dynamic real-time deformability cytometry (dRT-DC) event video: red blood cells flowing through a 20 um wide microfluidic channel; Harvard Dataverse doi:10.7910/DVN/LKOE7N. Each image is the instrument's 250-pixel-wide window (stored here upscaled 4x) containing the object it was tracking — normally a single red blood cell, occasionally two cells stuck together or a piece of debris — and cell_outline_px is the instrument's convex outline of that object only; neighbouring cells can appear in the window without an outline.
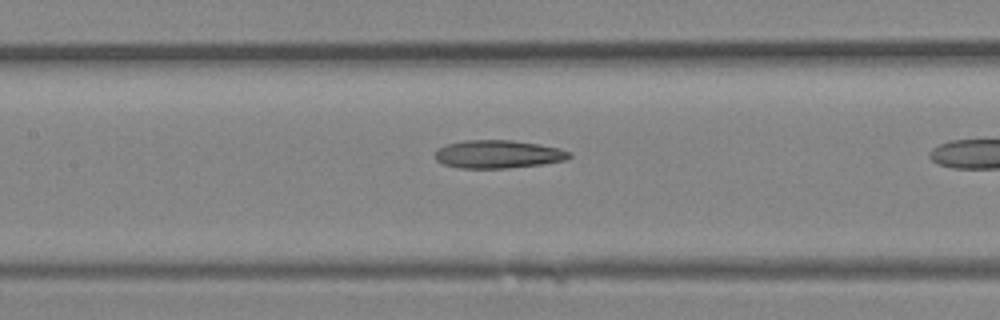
{"species": "Egyptian fruit bat (a non-hibernating species)", "species_latin": "Rousettus aegyptiacus", "temperature_condition": "room temperature", "stored_images_in_passage": 10, "camera_frame_rate_fps": 3000, "um_per_image_px": 0.085, "animal": {"sex": "female"}, "frame": {"image": 1, "passage_image": 9, "time_ms": 2.667, "image_size_px": [1000, 320], "cell_outline_px": [[572, 156], [568, 160], [544, 164], [508, 168], [460, 168], [444, 164], [436, 160], [436, 148], [448, 144], [464, 140], [512, 140], [540, 144], [560, 148], [572, 152]], "centroid_in_image_um": [42.4, 13.1], "position_along_channel_um": 165.0, "area_um2": 22.2}}